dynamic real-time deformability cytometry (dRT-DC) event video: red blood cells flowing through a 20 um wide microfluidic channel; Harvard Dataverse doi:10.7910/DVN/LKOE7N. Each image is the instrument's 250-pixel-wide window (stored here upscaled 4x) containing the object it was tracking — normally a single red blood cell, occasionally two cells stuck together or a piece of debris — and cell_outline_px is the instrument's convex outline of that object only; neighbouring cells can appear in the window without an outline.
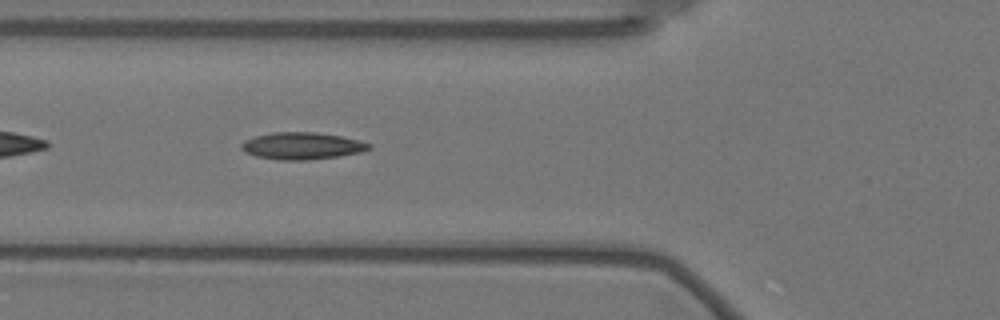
{"species": "Egyptian fruit bat (a non-hibernating species)", "species_latin": "Rousettus aegyptiacus", "temperature_condition": "warm", "stored_images_in_passage": 35, "camera_frame_rate_fps": 3000, "um_per_image_px": 0.085, "animal": {"sex": "female"}, "frame": {"image": 1, "passage_image": 6, "time_ms": 1.667, "image_size_px": [1000, 320], "cell_outline_px": [[372, 148], [360, 152], [336, 156], [308, 160], [280, 160], [256, 156], [240, 148], [240, 144], [244, 140], [252, 136], [272, 132], [316, 132], [340, 136], [360, 140], [372, 144]], "centroid_in_image_um": [25.65, 12.38], "position_along_channel_um": 100.1, "area_um2": 20.11}}
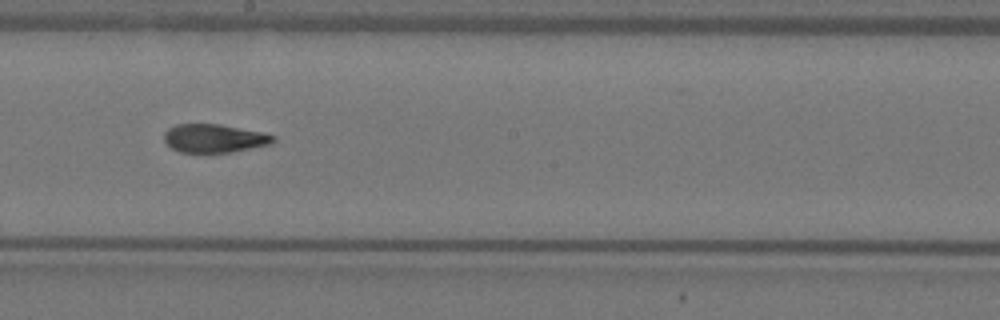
{"frame": {"image": 2, "passage_image": 17, "time_ms": 5.333, "image_size_px": [1000, 320], "cell_outline_px": [[276, 140], [272, 144], [232, 152], [180, 152], [172, 148], [164, 140], [164, 132], [168, 128], [176, 124], [220, 124], [260, 132], [276, 136]], "centroid_in_image_um": [18.22, 11.75], "position_along_channel_um": 230.0, "area_um2": 18.03}}
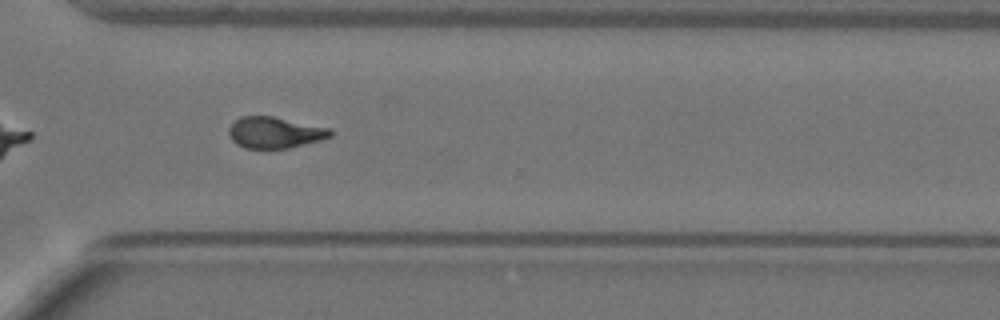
{"frame": {"image": 3, "passage_image": 27, "time_ms": 8.667, "image_size_px": [1000, 320], "cell_outline_px": [[332, 136], [320, 140], [288, 148], [244, 148], [236, 144], [232, 140], [228, 132], [228, 128], [240, 116], [272, 116], [332, 128]], "centroid_in_image_um": [23.36, 11.26], "position_along_channel_um": 347.2, "area_um2": 18.5}, "authors_computed_cell_mechanics": {"area_um2": 18.8428, "velocity_mm_per_s": 3.5266, "shape_relaxation_time_tau1_ms": null, "shape_relaxation_time_tau2_ms": 2.538, "deformation_change_tau1": null, "deformation_change_tau2": 0.0934}}